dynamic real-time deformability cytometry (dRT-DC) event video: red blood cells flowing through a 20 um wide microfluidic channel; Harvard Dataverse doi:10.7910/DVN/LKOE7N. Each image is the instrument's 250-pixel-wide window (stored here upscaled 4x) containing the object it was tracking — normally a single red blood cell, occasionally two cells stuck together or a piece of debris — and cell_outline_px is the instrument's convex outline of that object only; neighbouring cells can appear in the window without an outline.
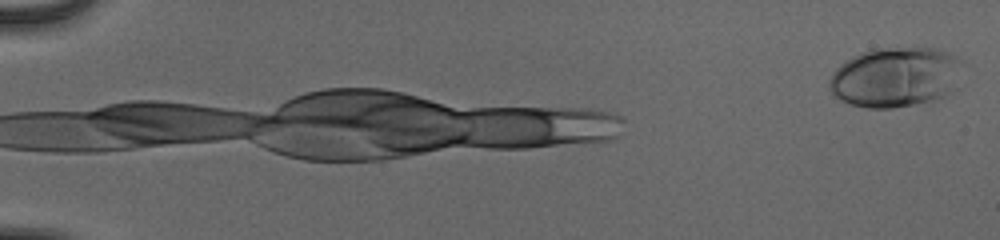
{"species": "human", "species_latin": "Homo sapiens", "temperature_condition": "cold", "stored_images_in_passage": 8, "camera_frame_rate_fps": 3000, "um_per_image_px": 0.085, "donor": {"sex": "male"}, "frame": {"image": 1, "passage_image": 8, "time_ms": 2.333, "image_size_px": [1000, 240], "cell_outline_px": [[964, 64], [948, 92], [944, 96], [912, 104], [892, 108], [868, 108], [852, 104], [840, 100], [832, 96], [828, 88], [828, 80], [832, 72], [840, 64], [852, 56], [860, 52], [872, 48], [936, 48], [948, 52], [964, 60]], "centroid_in_image_um": [76.04, 6.53], "position_along_channel_um": 9.0, "area_um2": 46.53}}